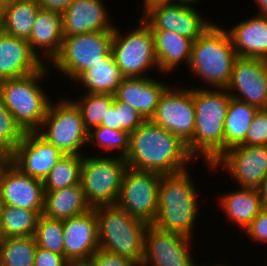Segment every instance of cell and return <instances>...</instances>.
<instances>
[{
	"label": "cell",
	"instance_id": "6da1fadb",
	"mask_svg": "<svg viewBox=\"0 0 267 266\" xmlns=\"http://www.w3.org/2000/svg\"><path fill=\"white\" fill-rule=\"evenodd\" d=\"M194 159L179 137L150 119L145 120L129 135L125 161L131 169L164 176L188 170Z\"/></svg>",
	"mask_w": 267,
	"mask_h": 266
},
{
	"label": "cell",
	"instance_id": "7a4b0ae2",
	"mask_svg": "<svg viewBox=\"0 0 267 266\" xmlns=\"http://www.w3.org/2000/svg\"><path fill=\"white\" fill-rule=\"evenodd\" d=\"M231 96L226 89L193 87L195 127L189 153L213 164L224 153V122Z\"/></svg>",
	"mask_w": 267,
	"mask_h": 266
},
{
	"label": "cell",
	"instance_id": "3957f363",
	"mask_svg": "<svg viewBox=\"0 0 267 266\" xmlns=\"http://www.w3.org/2000/svg\"><path fill=\"white\" fill-rule=\"evenodd\" d=\"M191 177L189 170L161 177L158 212L152 223L154 227L194 238L197 214L201 206Z\"/></svg>",
	"mask_w": 267,
	"mask_h": 266
},
{
	"label": "cell",
	"instance_id": "277c9868",
	"mask_svg": "<svg viewBox=\"0 0 267 266\" xmlns=\"http://www.w3.org/2000/svg\"><path fill=\"white\" fill-rule=\"evenodd\" d=\"M237 57L226 26L214 22L193 42L188 67L203 88L226 89Z\"/></svg>",
	"mask_w": 267,
	"mask_h": 266
},
{
	"label": "cell",
	"instance_id": "5b68a950",
	"mask_svg": "<svg viewBox=\"0 0 267 266\" xmlns=\"http://www.w3.org/2000/svg\"><path fill=\"white\" fill-rule=\"evenodd\" d=\"M49 67L45 64L29 75L0 81L2 101L25 132L36 131L41 126L51 103L52 99L41 86L47 75L49 78Z\"/></svg>",
	"mask_w": 267,
	"mask_h": 266
},
{
	"label": "cell",
	"instance_id": "8992f818",
	"mask_svg": "<svg viewBox=\"0 0 267 266\" xmlns=\"http://www.w3.org/2000/svg\"><path fill=\"white\" fill-rule=\"evenodd\" d=\"M98 221L99 248L141 265L148 224L114 205L94 208Z\"/></svg>",
	"mask_w": 267,
	"mask_h": 266
},
{
	"label": "cell",
	"instance_id": "52a82bcc",
	"mask_svg": "<svg viewBox=\"0 0 267 266\" xmlns=\"http://www.w3.org/2000/svg\"><path fill=\"white\" fill-rule=\"evenodd\" d=\"M49 105L41 126L36 132L65 155H85L88 131L84 127L80 109L70 98H60Z\"/></svg>",
	"mask_w": 267,
	"mask_h": 266
},
{
	"label": "cell",
	"instance_id": "ba28073f",
	"mask_svg": "<svg viewBox=\"0 0 267 266\" xmlns=\"http://www.w3.org/2000/svg\"><path fill=\"white\" fill-rule=\"evenodd\" d=\"M137 23L128 33L116 25L113 29L111 52L125 78L148 77V70H159L151 28L140 16Z\"/></svg>",
	"mask_w": 267,
	"mask_h": 266
},
{
	"label": "cell",
	"instance_id": "9c48e42d",
	"mask_svg": "<svg viewBox=\"0 0 267 266\" xmlns=\"http://www.w3.org/2000/svg\"><path fill=\"white\" fill-rule=\"evenodd\" d=\"M127 168L125 158L83 155L80 183L91 208L116 204Z\"/></svg>",
	"mask_w": 267,
	"mask_h": 266
},
{
	"label": "cell",
	"instance_id": "30bf717a",
	"mask_svg": "<svg viewBox=\"0 0 267 266\" xmlns=\"http://www.w3.org/2000/svg\"><path fill=\"white\" fill-rule=\"evenodd\" d=\"M113 31H99L64 37L61 49L49 64L61 76L74 80L80 73L104 62L111 53Z\"/></svg>",
	"mask_w": 267,
	"mask_h": 266
},
{
	"label": "cell",
	"instance_id": "8fae6325",
	"mask_svg": "<svg viewBox=\"0 0 267 266\" xmlns=\"http://www.w3.org/2000/svg\"><path fill=\"white\" fill-rule=\"evenodd\" d=\"M162 176L128 167L116 205L130 216L152 224L158 212V187Z\"/></svg>",
	"mask_w": 267,
	"mask_h": 266
},
{
	"label": "cell",
	"instance_id": "7c38bea8",
	"mask_svg": "<svg viewBox=\"0 0 267 266\" xmlns=\"http://www.w3.org/2000/svg\"><path fill=\"white\" fill-rule=\"evenodd\" d=\"M173 87L164 91L150 120L187 144L193 138L195 127L193 86Z\"/></svg>",
	"mask_w": 267,
	"mask_h": 266
},
{
	"label": "cell",
	"instance_id": "4fadbf2b",
	"mask_svg": "<svg viewBox=\"0 0 267 266\" xmlns=\"http://www.w3.org/2000/svg\"><path fill=\"white\" fill-rule=\"evenodd\" d=\"M204 164L208 172L221 166L239 187L257 188L267 177V146L238 145L226 150L213 164Z\"/></svg>",
	"mask_w": 267,
	"mask_h": 266
},
{
	"label": "cell",
	"instance_id": "5bb4252c",
	"mask_svg": "<svg viewBox=\"0 0 267 266\" xmlns=\"http://www.w3.org/2000/svg\"><path fill=\"white\" fill-rule=\"evenodd\" d=\"M195 7L172 2L156 3L147 6L140 17L151 30H170L195 41L214 23L203 18Z\"/></svg>",
	"mask_w": 267,
	"mask_h": 266
},
{
	"label": "cell",
	"instance_id": "9a60e30c",
	"mask_svg": "<svg viewBox=\"0 0 267 266\" xmlns=\"http://www.w3.org/2000/svg\"><path fill=\"white\" fill-rule=\"evenodd\" d=\"M192 241L193 238L160 230L150 224L144 234L140 266H197L193 260Z\"/></svg>",
	"mask_w": 267,
	"mask_h": 266
},
{
	"label": "cell",
	"instance_id": "2e32d148",
	"mask_svg": "<svg viewBox=\"0 0 267 266\" xmlns=\"http://www.w3.org/2000/svg\"><path fill=\"white\" fill-rule=\"evenodd\" d=\"M226 90L237 100L267 109V60L237 57Z\"/></svg>",
	"mask_w": 267,
	"mask_h": 266
},
{
	"label": "cell",
	"instance_id": "e0dca14e",
	"mask_svg": "<svg viewBox=\"0 0 267 266\" xmlns=\"http://www.w3.org/2000/svg\"><path fill=\"white\" fill-rule=\"evenodd\" d=\"M2 205L44 210V186L40 179L23 173L8 158L0 159Z\"/></svg>",
	"mask_w": 267,
	"mask_h": 266
},
{
	"label": "cell",
	"instance_id": "ac0fdd59",
	"mask_svg": "<svg viewBox=\"0 0 267 266\" xmlns=\"http://www.w3.org/2000/svg\"><path fill=\"white\" fill-rule=\"evenodd\" d=\"M65 154L36 131L26 132L8 158L23 173L44 180Z\"/></svg>",
	"mask_w": 267,
	"mask_h": 266
},
{
	"label": "cell",
	"instance_id": "d6986e66",
	"mask_svg": "<svg viewBox=\"0 0 267 266\" xmlns=\"http://www.w3.org/2000/svg\"><path fill=\"white\" fill-rule=\"evenodd\" d=\"M63 222L64 256L70 262H87L99 249L98 221L94 208Z\"/></svg>",
	"mask_w": 267,
	"mask_h": 266
},
{
	"label": "cell",
	"instance_id": "ffe728a7",
	"mask_svg": "<svg viewBox=\"0 0 267 266\" xmlns=\"http://www.w3.org/2000/svg\"><path fill=\"white\" fill-rule=\"evenodd\" d=\"M104 0H75L62 14L63 36L113 31L115 24L110 18Z\"/></svg>",
	"mask_w": 267,
	"mask_h": 266
},
{
	"label": "cell",
	"instance_id": "44dd1931",
	"mask_svg": "<svg viewBox=\"0 0 267 266\" xmlns=\"http://www.w3.org/2000/svg\"><path fill=\"white\" fill-rule=\"evenodd\" d=\"M169 86L170 84L150 76L124 78L117 87L114 98L128 103L145 120H149L155 113L160 97Z\"/></svg>",
	"mask_w": 267,
	"mask_h": 266
},
{
	"label": "cell",
	"instance_id": "7402d4cb",
	"mask_svg": "<svg viewBox=\"0 0 267 266\" xmlns=\"http://www.w3.org/2000/svg\"><path fill=\"white\" fill-rule=\"evenodd\" d=\"M43 66L27 40L0 32V81L29 75Z\"/></svg>",
	"mask_w": 267,
	"mask_h": 266
},
{
	"label": "cell",
	"instance_id": "603a6c76",
	"mask_svg": "<svg viewBox=\"0 0 267 266\" xmlns=\"http://www.w3.org/2000/svg\"><path fill=\"white\" fill-rule=\"evenodd\" d=\"M63 38L62 14L40 9L36 15L30 38L27 41L32 52L44 65L50 64L57 56Z\"/></svg>",
	"mask_w": 267,
	"mask_h": 266
},
{
	"label": "cell",
	"instance_id": "cb8c5ba5",
	"mask_svg": "<svg viewBox=\"0 0 267 266\" xmlns=\"http://www.w3.org/2000/svg\"><path fill=\"white\" fill-rule=\"evenodd\" d=\"M238 57L267 60V17L251 16L226 29Z\"/></svg>",
	"mask_w": 267,
	"mask_h": 266
},
{
	"label": "cell",
	"instance_id": "d4e9b609",
	"mask_svg": "<svg viewBox=\"0 0 267 266\" xmlns=\"http://www.w3.org/2000/svg\"><path fill=\"white\" fill-rule=\"evenodd\" d=\"M218 201L227 220L238 226L240 232L245 231L263 209L256 188L240 187L234 189V191L226 192L223 195L220 194Z\"/></svg>",
	"mask_w": 267,
	"mask_h": 266
},
{
	"label": "cell",
	"instance_id": "484cf974",
	"mask_svg": "<svg viewBox=\"0 0 267 266\" xmlns=\"http://www.w3.org/2000/svg\"><path fill=\"white\" fill-rule=\"evenodd\" d=\"M151 31L159 72L163 75L170 74L171 71H175L178 66L182 65V62L188 66L193 40L170 30Z\"/></svg>",
	"mask_w": 267,
	"mask_h": 266
},
{
	"label": "cell",
	"instance_id": "4316f807",
	"mask_svg": "<svg viewBox=\"0 0 267 266\" xmlns=\"http://www.w3.org/2000/svg\"><path fill=\"white\" fill-rule=\"evenodd\" d=\"M91 206L87 203L81 183L55 191H44L42 215L57 220H65L82 215Z\"/></svg>",
	"mask_w": 267,
	"mask_h": 266
},
{
	"label": "cell",
	"instance_id": "83f0119b",
	"mask_svg": "<svg viewBox=\"0 0 267 266\" xmlns=\"http://www.w3.org/2000/svg\"><path fill=\"white\" fill-rule=\"evenodd\" d=\"M124 78L111 52L104 62L80 73L73 82L82 85L85 93L114 94Z\"/></svg>",
	"mask_w": 267,
	"mask_h": 266
},
{
	"label": "cell",
	"instance_id": "f1b7e54d",
	"mask_svg": "<svg viewBox=\"0 0 267 266\" xmlns=\"http://www.w3.org/2000/svg\"><path fill=\"white\" fill-rule=\"evenodd\" d=\"M36 0H19L3 7L2 32L28 40L40 10Z\"/></svg>",
	"mask_w": 267,
	"mask_h": 266
},
{
	"label": "cell",
	"instance_id": "f546056e",
	"mask_svg": "<svg viewBox=\"0 0 267 266\" xmlns=\"http://www.w3.org/2000/svg\"><path fill=\"white\" fill-rule=\"evenodd\" d=\"M257 110V107L231 97L224 122V152L245 141Z\"/></svg>",
	"mask_w": 267,
	"mask_h": 266
},
{
	"label": "cell",
	"instance_id": "4dcf8cb0",
	"mask_svg": "<svg viewBox=\"0 0 267 266\" xmlns=\"http://www.w3.org/2000/svg\"><path fill=\"white\" fill-rule=\"evenodd\" d=\"M43 210H29L16 206L2 205L0 238L34 236L37 222Z\"/></svg>",
	"mask_w": 267,
	"mask_h": 266
},
{
	"label": "cell",
	"instance_id": "1f68e13d",
	"mask_svg": "<svg viewBox=\"0 0 267 266\" xmlns=\"http://www.w3.org/2000/svg\"><path fill=\"white\" fill-rule=\"evenodd\" d=\"M36 250L33 236L0 238V266H34Z\"/></svg>",
	"mask_w": 267,
	"mask_h": 266
},
{
	"label": "cell",
	"instance_id": "d6a6232c",
	"mask_svg": "<svg viewBox=\"0 0 267 266\" xmlns=\"http://www.w3.org/2000/svg\"><path fill=\"white\" fill-rule=\"evenodd\" d=\"M83 156L64 155L42 181L44 191H55L80 184Z\"/></svg>",
	"mask_w": 267,
	"mask_h": 266
},
{
	"label": "cell",
	"instance_id": "836d02e7",
	"mask_svg": "<svg viewBox=\"0 0 267 266\" xmlns=\"http://www.w3.org/2000/svg\"><path fill=\"white\" fill-rule=\"evenodd\" d=\"M80 98L71 99L80 109L87 131L100 126L114 101V94L85 93Z\"/></svg>",
	"mask_w": 267,
	"mask_h": 266
},
{
	"label": "cell",
	"instance_id": "e575fe53",
	"mask_svg": "<svg viewBox=\"0 0 267 266\" xmlns=\"http://www.w3.org/2000/svg\"><path fill=\"white\" fill-rule=\"evenodd\" d=\"M129 133L124 130L110 129L105 126H97L88 131V145L99 147L98 150L105 153L117 152L113 156L125 158L129 149ZM93 144V145H91ZM117 150V151H116Z\"/></svg>",
	"mask_w": 267,
	"mask_h": 266
},
{
	"label": "cell",
	"instance_id": "d590c367",
	"mask_svg": "<svg viewBox=\"0 0 267 266\" xmlns=\"http://www.w3.org/2000/svg\"><path fill=\"white\" fill-rule=\"evenodd\" d=\"M33 237L38 247L64 255L62 220L51 219L41 214Z\"/></svg>",
	"mask_w": 267,
	"mask_h": 266
},
{
	"label": "cell",
	"instance_id": "8d00e7d4",
	"mask_svg": "<svg viewBox=\"0 0 267 266\" xmlns=\"http://www.w3.org/2000/svg\"><path fill=\"white\" fill-rule=\"evenodd\" d=\"M26 132L15 121L0 95V158H9Z\"/></svg>",
	"mask_w": 267,
	"mask_h": 266
},
{
	"label": "cell",
	"instance_id": "74e56055",
	"mask_svg": "<svg viewBox=\"0 0 267 266\" xmlns=\"http://www.w3.org/2000/svg\"><path fill=\"white\" fill-rule=\"evenodd\" d=\"M241 145L267 146V109H258Z\"/></svg>",
	"mask_w": 267,
	"mask_h": 266
},
{
	"label": "cell",
	"instance_id": "f35d334b",
	"mask_svg": "<svg viewBox=\"0 0 267 266\" xmlns=\"http://www.w3.org/2000/svg\"><path fill=\"white\" fill-rule=\"evenodd\" d=\"M113 105L118 111V130L135 131L145 119L128 103H123L114 98Z\"/></svg>",
	"mask_w": 267,
	"mask_h": 266
},
{
	"label": "cell",
	"instance_id": "ab89813d",
	"mask_svg": "<svg viewBox=\"0 0 267 266\" xmlns=\"http://www.w3.org/2000/svg\"><path fill=\"white\" fill-rule=\"evenodd\" d=\"M90 266H139L129 258L98 249L87 261Z\"/></svg>",
	"mask_w": 267,
	"mask_h": 266
},
{
	"label": "cell",
	"instance_id": "60d3db41",
	"mask_svg": "<svg viewBox=\"0 0 267 266\" xmlns=\"http://www.w3.org/2000/svg\"><path fill=\"white\" fill-rule=\"evenodd\" d=\"M244 232L255 243H267V208L259 212Z\"/></svg>",
	"mask_w": 267,
	"mask_h": 266
},
{
	"label": "cell",
	"instance_id": "b9f144b4",
	"mask_svg": "<svg viewBox=\"0 0 267 266\" xmlns=\"http://www.w3.org/2000/svg\"><path fill=\"white\" fill-rule=\"evenodd\" d=\"M69 263L64 255H59L37 246L34 266H68Z\"/></svg>",
	"mask_w": 267,
	"mask_h": 266
},
{
	"label": "cell",
	"instance_id": "7bdbcfd3",
	"mask_svg": "<svg viewBox=\"0 0 267 266\" xmlns=\"http://www.w3.org/2000/svg\"><path fill=\"white\" fill-rule=\"evenodd\" d=\"M41 9L62 13L75 0H36Z\"/></svg>",
	"mask_w": 267,
	"mask_h": 266
},
{
	"label": "cell",
	"instance_id": "ee69618b",
	"mask_svg": "<svg viewBox=\"0 0 267 266\" xmlns=\"http://www.w3.org/2000/svg\"><path fill=\"white\" fill-rule=\"evenodd\" d=\"M100 126L118 130V111H116V108L113 104L108 109V112L106 113L105 118L101 122Z\"/></svg>",
	"mask_w": 267,
	"mask_h": 266
},
{
	"label": "cell",
	"instance_id": "f6af8a7d",
	"mask_svg": "<svg viewBox=\"0 0 267 266\" xmlns=\"http://www.w3.org/2000/svg\"><path fill=\"white\" fill-rule=\"evenodd\" d=\"M256 189L259 193L263 208H267V177L260 183V185Z\"/></svg>",
	"mask_w": 267,
	"mask_h": 266
},
{
	"label": "cell",
	"instance_id": "bcb514c9",
	"mask_svg": "<svg viewBox=\"0 0 267 266\" xmlns=\"http://www.w3.org/2000/svg\"><path fill=\"white\" fill-rule=\"evenodd\" d=\"M258 8V15L267 17V0H253Z\"/></svg>",
	"mask_w": 267,
	"mask_h": 266
},
{
	"label": "cell",
	"instance_id": "7dc6e473",
	"mask_svg": "<svg viewBox=\"0 0 267 266\" xmlns=\"http://www.w3.org/2000/svg\"><path fill=\"white\" fill-rule=\"evenodd\" d=\"M142 6L141 8H139L140 10L142 9V11L147 7V6H151L153 4L156 3H166V2H172V0H143L142 1Z\"/></svg>",
	"mask_w": 267,
	"mask_h": 266
},
{
	"label": "cell",
	"instance_id": "c3c4849f",
	"mask_svg": "<svg viewBox=\"0 0 267 266\" xmlns=\"http://www.w3.org/2000/svg\"><path fill=\"white\" fill-rule=\"evenodd\" d=\"M200 0H172V3H178L182 5L193 6ZM195 3V4H194Z\"/></svg>",
	"mask_w": 267,
	"mask_h": 266
},
{
	"label": "cell",
	"instance_id": "681fc988",
	"mask_svg": "<svg viewBox=\"0 0 267 266\" xmlns=\"http://www.w3.org/2000/svg\"><path fill=\"white\" fill-rule=\"evenodd\" d=\"M68 266H90L88 262H72Z\"/></svg>",
	"mask_w": 267,
	"mask_h": 266
},
{
	"label": "cell",
	"instance_id": "f907efd6",
	"mask_svg": "<svg viewBox=\"0 0 267 266\" xmlns=\"http://www.w3.org/2000/svg\"><path fill=\"white\" fill-rule=\"evenodd\" d=\"M3 8L0 6V32L2 31Z\"/></svg>",
	"mask_w": 267,
	"mask_h": 266
},
{
	"label": "cell",
	"instance_id": "816d5d0a",
	"mask_svg": "<svg viewBox=\"0 0 267 266\" xmlns=\"http://www.w3.org/2000/svg\"><path fill=\"white\" fill-rule=\"evenodd\" d=\"M200 266H202V265H200ZM204 266H206V265H204ZM208 266H213V265H208ZM214 266H229V265H226L225 263L224 264L214 263Z\"/></svg>",
	"mask_w": 267,
	"mask_h": 266
},
{
	"label": "cell",
	"instance_id": "f5cc1de1",
	"mask_svg": "<svg viewBox=\"0 0 267 266\" xmlns=\"http://www.w3.org/2000/svg\"><path fill=\"white\" fill-rule=\"evenodd\" d=\"M15 1H19V0H4V6L8 3L15 2Z\"/></svg>",
	"mask_w": 267,
	"mask_h": 266
},
{
	"label": "cell",
	"instance_id": "db71d44e",
	"mask_svg": "<svg viewBox=\"0 0 267 266\" xmlns=\"http://www.w3.org/2000/svg\"><path fill=\"white\" fill-rule=\"evenodd\" d=\"M0 6L3 8L4 7V0H0Z\"/></svg>",
	"mask_w": 267,
	"mask_h": 266
},
{
	"label": "cell",
	"instance_id": "11a10c76",
	"mask_svg": "<svg viewBox=\"0 0 267 266\" xmlns=\"http://www.w3.org/2000/svg\"><path fill=\"white\" fill-rule=\"evenodd\" d=\"M1 207H2V200L0 198V218H1Z\"/></svg>",
	"mask_w": 267,
	"mask_h": 266
}]
</instances>
